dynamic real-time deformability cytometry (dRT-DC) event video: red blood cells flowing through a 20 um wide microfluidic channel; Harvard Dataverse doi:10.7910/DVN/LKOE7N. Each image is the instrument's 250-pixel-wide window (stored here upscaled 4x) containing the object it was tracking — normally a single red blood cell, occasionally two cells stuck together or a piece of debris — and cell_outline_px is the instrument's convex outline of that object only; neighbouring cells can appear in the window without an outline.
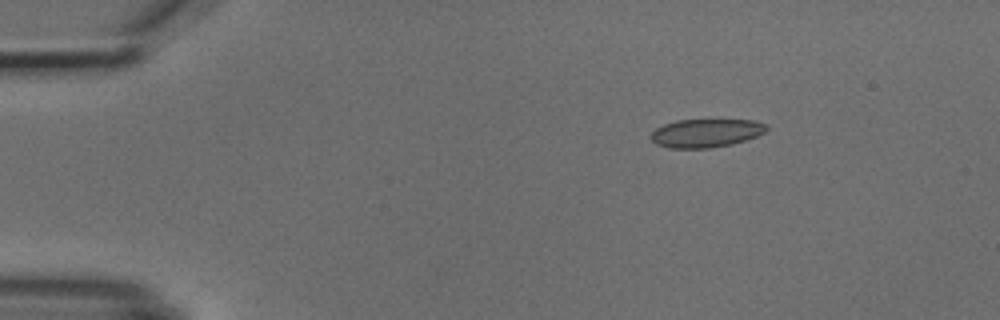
{"species": "common noctule bat (a hibernating species)", "species_latin": "Nyctalus noctula", "temperature_condition": "cold", "stored_images_in_passage": 6, "segment_of_instrument_passage": [1, 2], "camera_frame_rate_fps": 3000, "um_per_image_px": 0.085, "animal": {"sex": "male", "body_mass_g": 18.8}, "frame": {"image": 1, "passage_image": 3, "time_ms": 2.333, "image_size_px": [1000, 320], "cell_outline_px": [[768, 128], [764, 132], [756, 136], [732, 144], [708, 148], [668, 148], [656, 144], [652, 140], [652, 132], [656, 128], [664, 124], [676, 120], [756, 120], [768, 124]], "centroid_in_image_um": [60.02, 11.3], "position_along_channel_um": 25.0, "area_um2": 19.07}}